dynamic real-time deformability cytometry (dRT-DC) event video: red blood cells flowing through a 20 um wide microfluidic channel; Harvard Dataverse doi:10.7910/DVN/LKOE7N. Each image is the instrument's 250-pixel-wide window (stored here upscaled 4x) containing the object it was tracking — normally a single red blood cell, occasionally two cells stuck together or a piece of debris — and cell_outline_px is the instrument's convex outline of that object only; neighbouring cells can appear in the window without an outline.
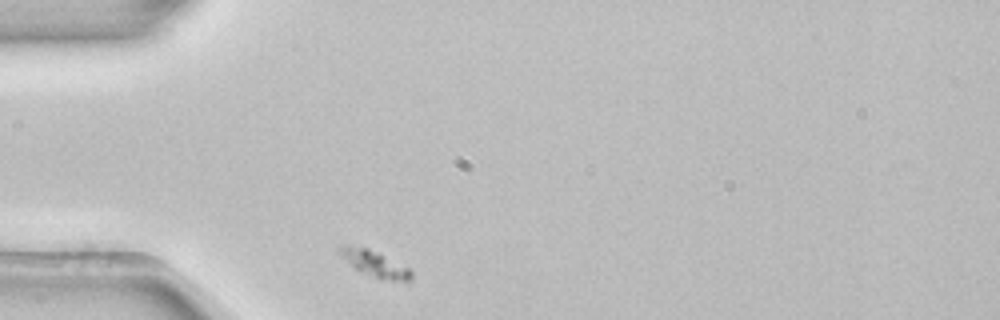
{"species": "common noctule bat (a hibernating species)", "species_latin": "Nyctalus noctula", "temperature_condition": "room temperature", "stored_images_in_passage": 31, "camera_frame_rate_fps": 3000, "um_per_image_px": 0.085, "animal": {"sex": "female", "body_mass_g": 22.7, "forearm_length_mm": 54.2}, "frame": {"image": 1, "passage_image": 1, "time_ms": 0.0, "image_size_px": [1000, 320], "cell_outline_px": [[412, 280], [392, 280], [376, 276], [356, 268], [336, 252], [336, 248], [344, 244], [368, 248], [408, 268], [412, 272]], "centroid_in_image_um": [31.79, 22.35], "position_along_channel_um": 53.2, "area_um2": 10.23}}
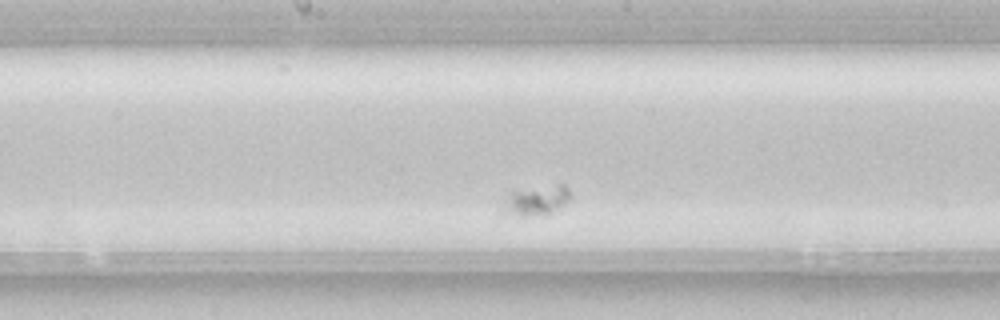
{"frame": {"image": 2, "passage_image": 15, "time_ms": 4.667, "image_size_px": [1000, 320], "cell_outline_px": [[572, 196], [560, 208], [552, 212], [524, 216], [508, 212], [508, 200], [512, 192], [560, 184], [564, 184], [568, 188]], "centroid_in_image_um": [45.78, 17.01], "position_along_channel_um": 202.4, "area_um2": 10.58}}
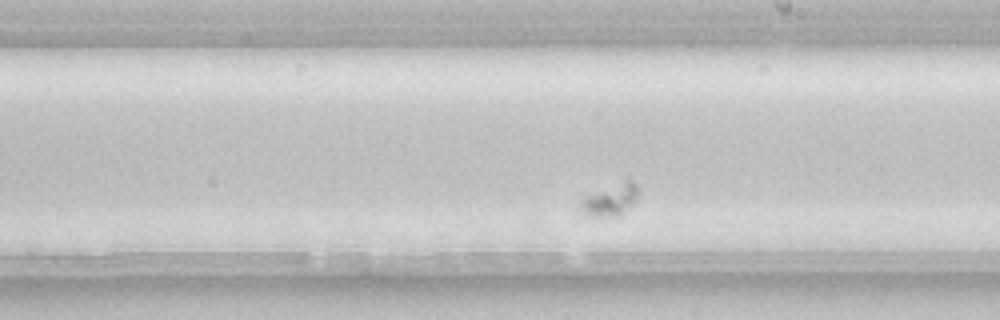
{"frame": {"image": 3, "passage_image": 18, "time_ms": 5.667, "image_size_px": [1000, 320], "cell_outline_px": [[640, 192], [632, 204], [620, 216], [584, 216], [576, 208], [580, 200], [584, 196], [628, 180], [632, 180], [636, 184]], "centroid_in_image_um": [51.81, 17.03], "position_along_channel_um": 237.2, "area_um2": 10.81}}